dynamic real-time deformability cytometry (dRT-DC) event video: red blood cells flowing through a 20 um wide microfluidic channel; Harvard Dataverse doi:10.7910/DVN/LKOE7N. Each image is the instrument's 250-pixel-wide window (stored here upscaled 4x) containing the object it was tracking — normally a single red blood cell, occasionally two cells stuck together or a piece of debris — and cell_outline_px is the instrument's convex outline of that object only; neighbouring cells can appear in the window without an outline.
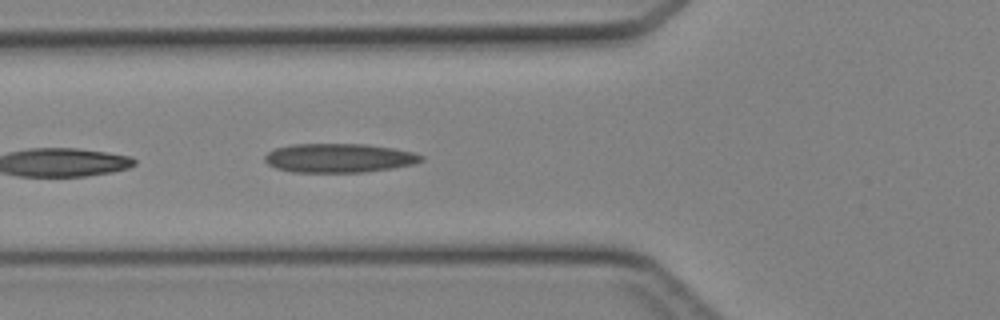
{"species": "Egyptian fruit bat (a non-hibernating species)", "species_latin": "Rousettus aegyptiacus", "temperature_condition": "cold", "stored_images_in_passage": 9, "camera_frame_rate_fps": 3000, "um_per_image_px": 0.085, "animal": {"sex": "female"}, "frame": {"image": 1, "passage_image": 3, "time_ms": 0.667, "image_size_px": [1000, 320], "cell_outline_px": [[424, 160], [412, 164], [392, 168], [364, 172], [292, 172], [276, 168], [268, 164], [264, 160], [264, 156], [268, 152], [276, 148], [292, 144], [364, 144], [392, 148], [412, 152], [424, 156]], "centroid_in_image_um": [28.79, 13.43], "position_along_channel_um": 97.0, "area_um2": 26.36}}
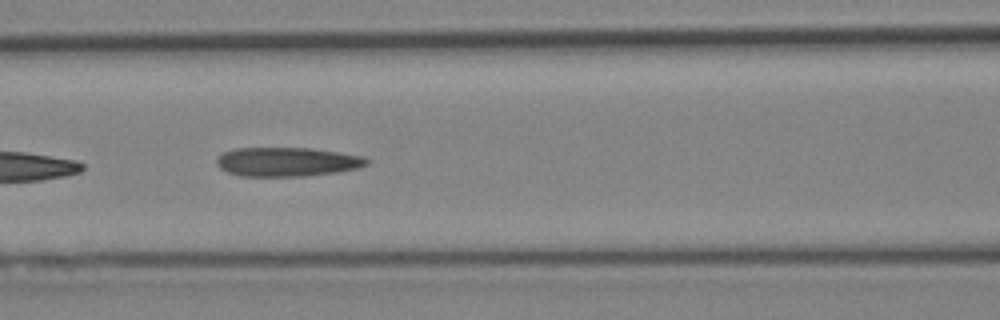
{"frame": {"image": 2, "passage_image": 6, "time_ms": 1.667, "image_size_px": [1000, 320], "cell_outline_px": [[372, 160], [368, 164], [360, 168], [336, 172], [304, 176], [240, 176], [228, 172], [220, 168], [216, 164], [216, 160], [224, 152], [236, 148], [312, 148], [364, 156]], "centroid_in_image_um": [24.45, 13.75], "position_along_channel_um": 142.2, "area_um2": 25.55}}